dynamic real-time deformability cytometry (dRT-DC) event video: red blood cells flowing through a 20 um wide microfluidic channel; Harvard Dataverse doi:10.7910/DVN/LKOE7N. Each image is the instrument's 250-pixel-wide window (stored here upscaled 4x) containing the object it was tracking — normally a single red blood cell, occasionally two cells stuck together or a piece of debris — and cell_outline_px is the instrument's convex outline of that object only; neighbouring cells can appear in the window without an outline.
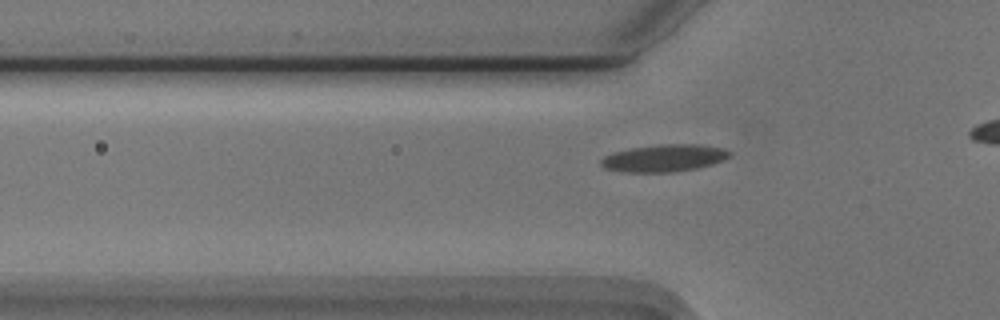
{"species": "Egyptian fruit bat (a non-hibernating species)", "species_latin": "Rousettus aegyptiacus", "temperature_condition": "cold", "stored_images_in_passage": 12, "camera_frame_rate_fps": 3000, "um_per_image_px": 0.085, "animal": {"sex": "male"}, "frame": {"image": 1, "passage_image": 2, "time_ms": 0.333, "image_size_px": [1000, 320], "cell_outline_px": [[732, 152], [728, 156], [712, 164], [696, 168], [672, 172], [628, 172], [604, 168], [600, 164], [600, 160], [604, 156], [616, 152], [632, 148], [660, 144], [696, 144], [720, 148]], "centroid_in_image_um": [56.41, 13.44], "position_along_channel_um": 69.4, "area_um2": 20.0}}
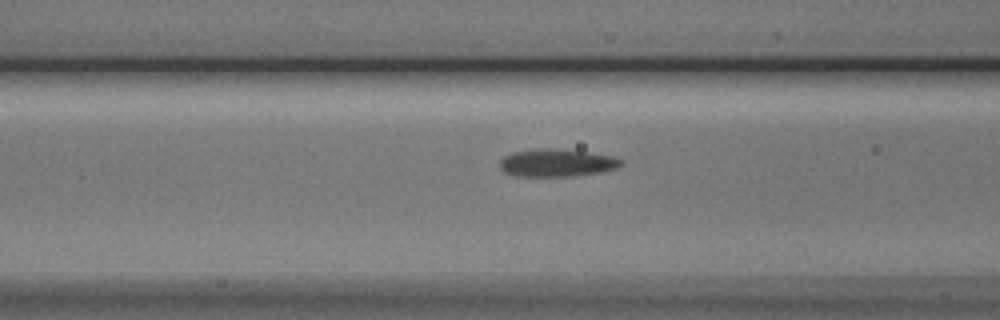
{"frame": {"image": 2, "passage_image": 6, "time_ms": 1.667, "image_size_px": [1000, 320], "cell_outline_px": [[624, 164], [616, 168], [596, 172], [568, 176], [516, 176], [504, 172], [500, 168], [500, 160], [504, 156], [512, 152], [536, 148], [556, 148], [612, 156], [624, 160]], "centroid_in_image_um": [47.28, 13.83], "position_along_channel_um": 119.3, "area_um2": 19.42}}
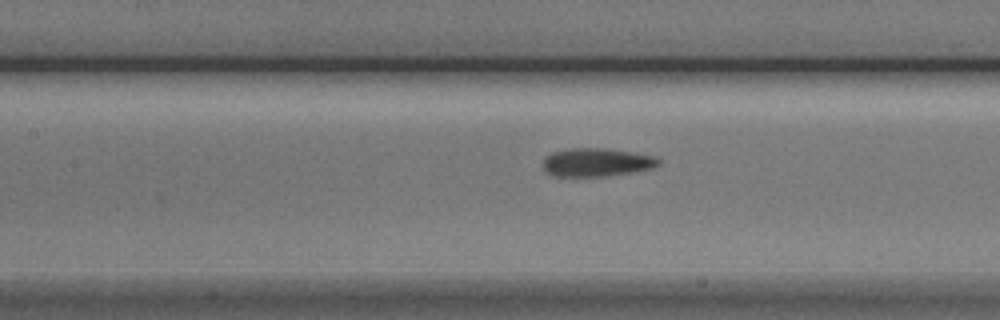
{"frame": {"image": 3, "passage_image": 9, "time_ms": 2.667, "image_size_px": [1000, 320], "cell_outline_px": [[660, 164], [652, 168], [632, 172], [604, 176], [552, 176], [544, 172], [544, 156], [552, 152], [568, 148], [604, 148], [632, 152], [656, 156], [660, 160]], "centroid_in_image_um": [50.69, 13.79], "position_along_channel_um": 156.7, "area_um2": 19.19}}